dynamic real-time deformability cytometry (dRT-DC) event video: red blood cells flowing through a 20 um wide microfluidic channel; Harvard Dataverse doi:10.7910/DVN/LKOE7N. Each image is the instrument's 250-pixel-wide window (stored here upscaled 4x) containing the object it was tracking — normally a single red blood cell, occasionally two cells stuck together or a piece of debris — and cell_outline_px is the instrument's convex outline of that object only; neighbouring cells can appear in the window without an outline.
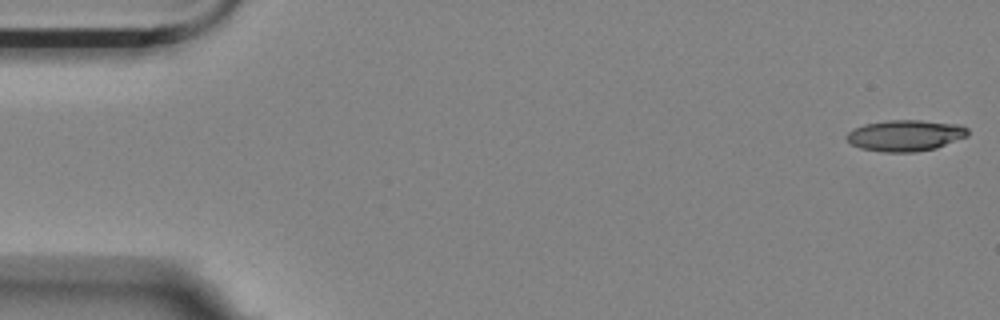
{"species": "Egyptian fruit bat (a non-hibernating species)", "species_latin": "Rousettus aegyptiacus", "temperature_condition": "room temperature", "stored_images_in_passage": 55, "camera_frame_rate_fps": 3000, "um_per_image_px": 0.085, "animal": {"sex": "female"}, "frame": {"image": 1, "passage_image": 1, "time_ms": 0.0, "image_size_px": [1000, 320], "cell_outline_px": [[968, 136], [936, 148], [916, 152], [880, 152], [860, 148], [852, 144], [848, 140], [848, 132], [852, 128], [864, 124], [888, 120], [920, 120], [960, 124], [968, 128]], "centroid_in_image_um": [76.97, 11.51], "position_along_channel_um": 8.0, "area_um2": 22.14}}
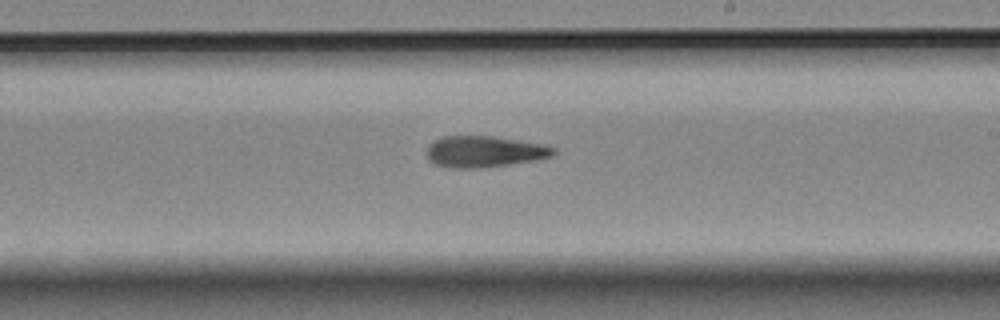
{"frame": {"image": 2, "passage_image": 32, "time_ms": 10.333, "image_size_px": [1000, 320], "cell_outline_px": [[556, 152], [552, 156], [536, 160], [480, 168], [452, 168], [436, 164], [428, 160], [428, 144], [432, 140], [440, 136], [492, 136], [544, 144], [556, 148]], "centroid_in_image_um": [41.16, 12.88], "position_along_channel_um": 247.8, "area_um2": 23.18}}
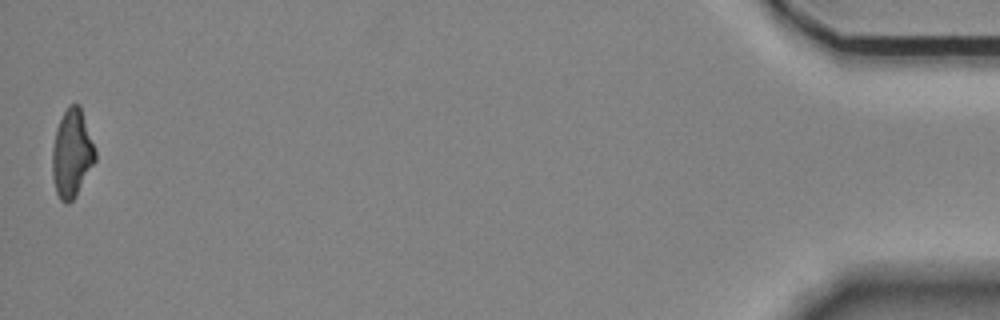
{"frame": {"image": 3, "passage_image": 55, "time_ms": 18.0, "image_size_px": [1000, 320], "cell_outline_px": [[96, 160], [76, 196], [68, 204], [64, 204], [60, 200], [56, 192], [52, 176], [52, 148], [56, 128], [68, 104], [80, 104], [96, 148]], "centroid_in_image_um": [6.12, 13.04], "position_along_channel_um": 429.1, "area_um2": 22.37}, "authors_computed_cell_mechanics": {"area_um2": 22.6576, "velocity_mm_per_s": 3.5753, "shape_relaxation_time_tau1_ms": null, "shape_relaxation_time_tau2_ms": 8.4159, "deformation_change_tau1": null, "deformation_change_tau2": 0.2279}}